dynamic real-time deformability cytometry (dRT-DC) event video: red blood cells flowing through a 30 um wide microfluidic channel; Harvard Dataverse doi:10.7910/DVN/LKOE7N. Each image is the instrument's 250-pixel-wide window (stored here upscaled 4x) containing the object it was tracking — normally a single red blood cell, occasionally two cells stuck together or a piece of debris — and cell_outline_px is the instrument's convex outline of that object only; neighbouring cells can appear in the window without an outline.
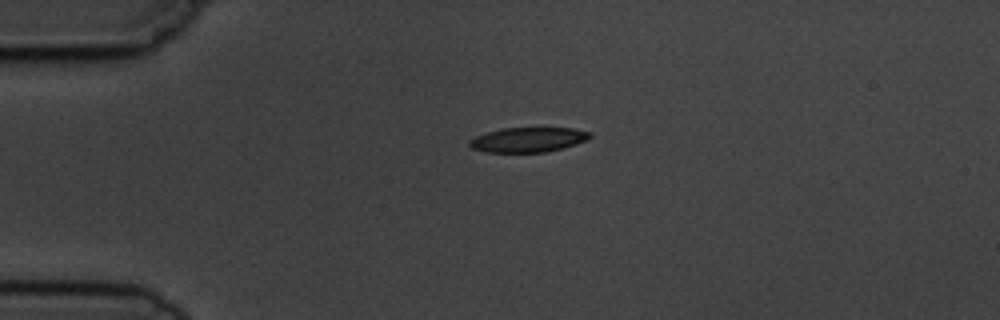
{"species": "common noctule bat (a hibernating species)", "species_latin": "Nyctalus noctula", "temperature_condition": "cold", "stored_images_in_passage": 3, "camera_frame_rate_fps": 3000, "um_per_image_px": 0.085, "animal": {"sex": "male", "body_mass_g": 19.5, "forearm_length_mm": 54.6}, "frame": {"image": 1, "passage_image": 1, "time_ms": 0.0, "image_size_px": [1000, 320], "cell_outline_px": [[592, 136], [588, 140], [576, 144], [548, 152], [484, 152], [472, 148], [468, 144], [468, 140], [476, 136], [500, 128], [572, 128], [592, 132]], "centroid_in_image_um": [44.9, 11.87], "position_along_channel_um": 40.1, "area_um2": 17.51}}
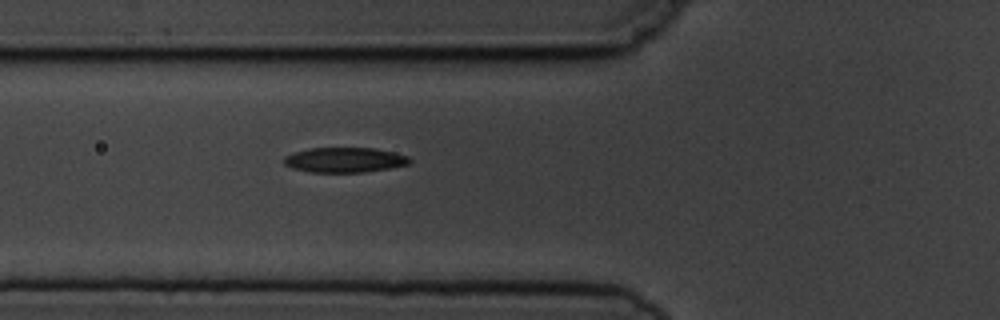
{"frame": {"image": 2, "passage_image": 3, "time_ms": 2.333, "image_size_px": [1000, 320], "cell_outline_px": [[412, 160], [408, 164], [388, 168], [364, 172], [312, 172], [292, 168], [284, 164], [284, 156], [292, 152], [308, 148], [376, 148], [408, 156]], "centroid_in_image_um": [29.26, 13.58], "position_along_channel_um": 96.5, "area_um2": 18.26}}